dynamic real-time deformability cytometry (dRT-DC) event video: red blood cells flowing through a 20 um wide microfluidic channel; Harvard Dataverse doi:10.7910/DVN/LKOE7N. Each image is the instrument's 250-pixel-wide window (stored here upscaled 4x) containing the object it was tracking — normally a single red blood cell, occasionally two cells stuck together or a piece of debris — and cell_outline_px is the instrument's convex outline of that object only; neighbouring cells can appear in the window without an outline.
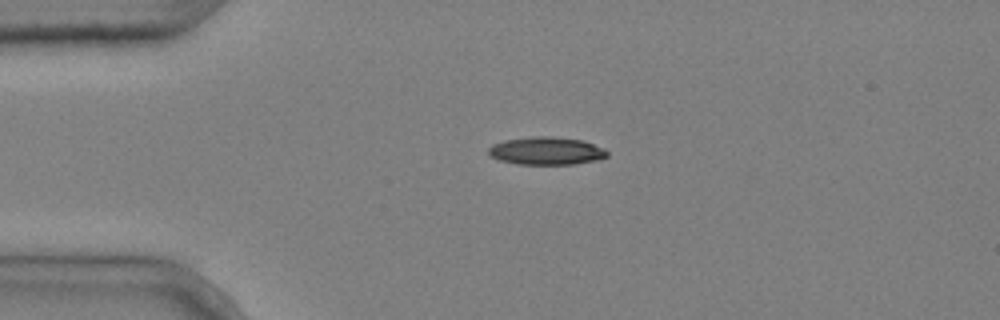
{"species": "common noctule bat (a hibernating species)", "species_latin": "Nyctalus noctula", "temperature_condition": "cold", "stored_images_in_passage": 3, "camera_frame_rate_fps": 3000, "um_per_image_px": 0.085, "animal": {"sex": "male", "body_mass_g": 20.4}, "frame": {"image": 1, "passage_image": 3, "time_ms": 0.667, "image_size_px": [1000, 320], "cell_outline_px": [[608, 156], [596, 160], [572, 164], [516, 164], [500, 160], [488, 156], [488, 148], [492, 144], [504, 140], [532, 136], [552, 136], [584, 140], [604, 148], [608, 152]], "centroid_in_image_um": [46.42, 12.81], "position_along_channel_um": 38.6, "area_um2": 19.42}}